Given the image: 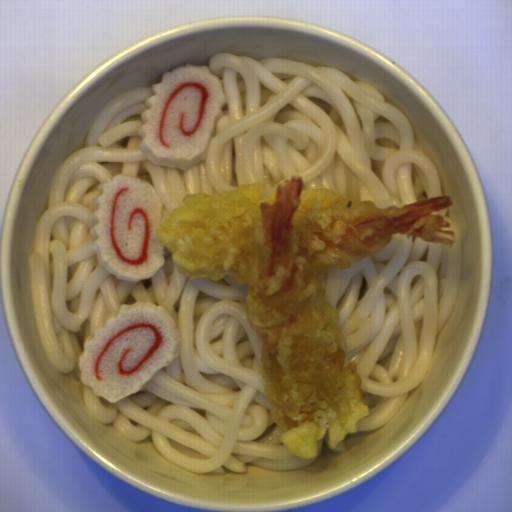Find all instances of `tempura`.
Returning <instances> with one entry per match:
<instances>
[{
    "instance_id": "8679c707",
    "label": "tempura",
    "mask_w": 512,
    "mask_h": 512,
    "mask_svg": "<svg viewBox=\"0 0 512 512\" xmlns=\"http://www.w3.org/2000/svg\"><path fill=\"white\" fill-rule=\"evenodd\" d=\"M265 191L256 182L183 196L156 236L189 281L227 278L247 286L245 318L264 340L262 388L272 420L287 452L313 458L319 440L336 448L369 414L320 275L380 253L395 233L454 245V226L439 213L453 201L436 195L382 208L311 188L295 175Z\"/></svg>"
}]
</instances>
